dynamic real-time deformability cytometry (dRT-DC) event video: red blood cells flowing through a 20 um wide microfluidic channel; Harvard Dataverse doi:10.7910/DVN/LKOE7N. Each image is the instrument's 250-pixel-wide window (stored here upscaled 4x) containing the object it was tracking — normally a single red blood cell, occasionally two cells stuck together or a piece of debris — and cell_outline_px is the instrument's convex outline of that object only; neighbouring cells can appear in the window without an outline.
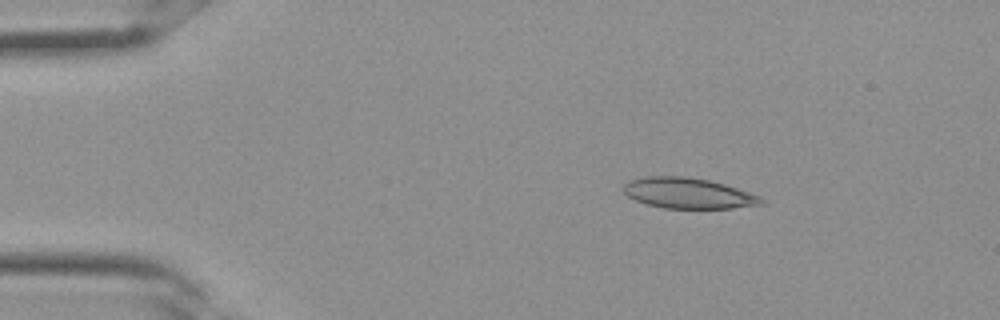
{"species": "Egyptian fruit bat (a non-hibernating species)", "species_latin": "Rousettus aegyptiacus", "temperature_condition": "room temperature", "stored_images_in_passage": 32, "camera_frame_rate_fps": 3000, "um_per_image_px": 0.085, "frame": {"image": 1, "passage_image": 5, "time_ms": 1.333, "image_size_px": [1000, 320], "cell_outline_px": [[764, 204], [732, 208], [664, 208], [644, 204], [628, 196], [620, 188], [628, 180], [644, 176], [688, 176], [708, 180], [724, 184], [760, 196], [764, 200]], "centroid_in_image_um": [58.44, 16.41], "position_along_channel_um": 26.6, "area_um2": 24.74}}
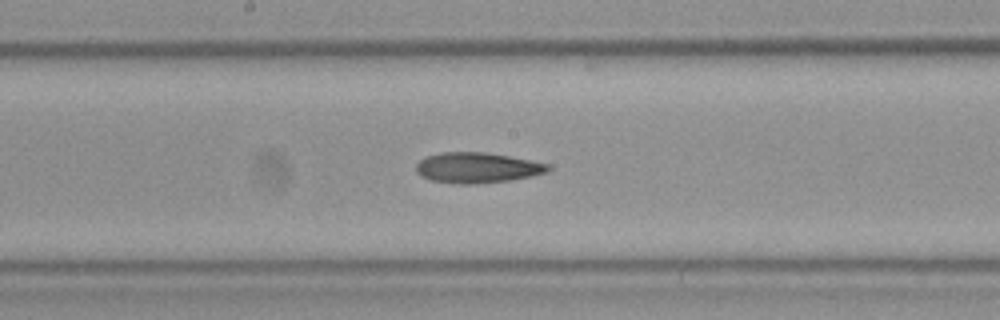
{"frame": {"image": 2, "passage_image": 17, "time_ms": 5.333, "image_size_px": [1000, 320], "cell_outline_px": [[552, 168], [548, 172], [532, 176], [508, 180], [476, 184], [460, 184], [432, 180], [420, 176], [416, 172], [416, 164], [424, 156], [440, 152], [484, 152], [508, 156], [548, 164]], "centroid_in_image_um": [40.52, 14.25], "position_along_channel_um": 207.7, "area_um2": 23.41}}
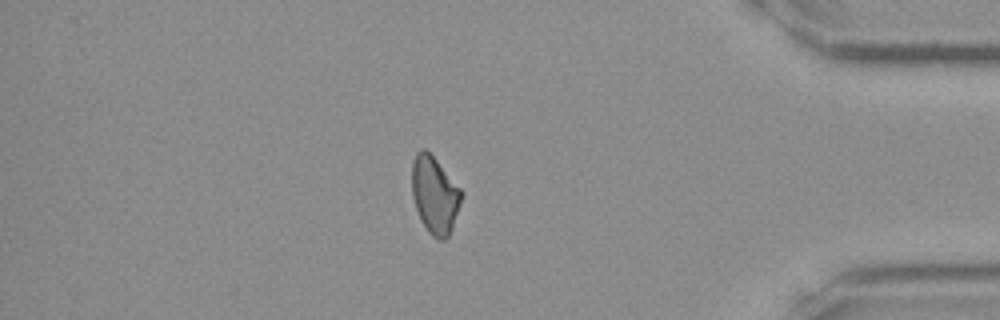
{"frame": {"image": 3, "passage_image": 28, "time_ms": 9.0, "image_size_px": [1000, 320], "cell_outline_px": [[464, 196], [452, 228], [448, 236], [444, 240], [436, 240], [428, 232], [416, 208], [412, 196], [412, 160], [416, 152], [420, 148], [424, 148], [436, 160], [464, 192]], "centroid_in_image_um": [36.96, 16.57], "position_along_channel_um": 398.2, "area_um2": 22.31}}